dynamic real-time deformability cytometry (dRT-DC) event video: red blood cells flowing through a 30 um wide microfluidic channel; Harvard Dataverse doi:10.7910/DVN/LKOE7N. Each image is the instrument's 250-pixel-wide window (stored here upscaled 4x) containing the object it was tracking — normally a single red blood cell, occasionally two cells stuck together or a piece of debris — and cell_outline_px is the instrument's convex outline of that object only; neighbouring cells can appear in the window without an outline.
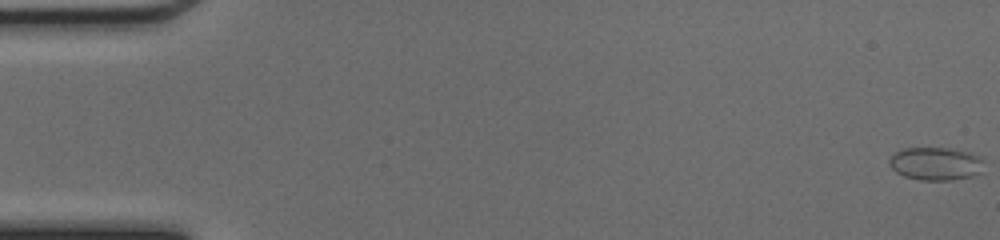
{"species": "common noctule bat (a hibernating species)", "species_latin": "Nyctalus noctula", "temperature_condition": "cold", "stored_images_in_passage": 49, "camera_frame_rate_fps": 3000, "um_per_image_px": 0.085, "animal": {"sex": "female", "body_mass_g": 17.0, "forearm_length_mm": 48.0}, "frame": {"image": 1, "passage_image": 1, "time_ms": 0.0, "image_size_px": [1000, 240], "cell_outline_px": [[984, 160], [980, 172], [972, 176], [952, 180], [920, 180], [904, 176], [896, 172], [888, 164], [888, 160], [896, 152], [904, 148], [948, 148], [972, 152], [980, 156]], "centroid_in_image_um": [79.54, 13.91], "position_along_channel_um": 5.5, "area_um2": 18.32}}
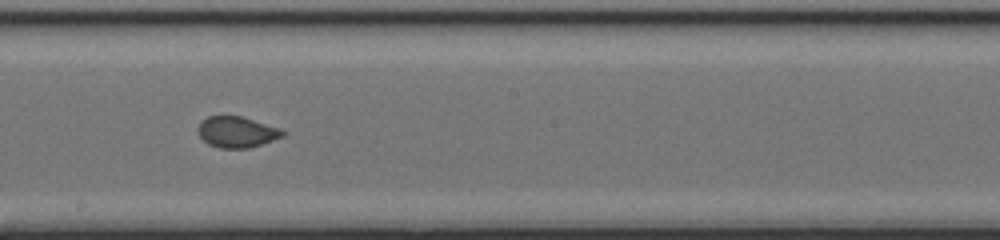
{"frame": {"image": 2, "passage_image": 28, "time_ms": 9.0, "image_size_px": [1000, 240], "cell_outline_px": [[284, 136], [248, 148], [220, 148], [208, 144], [196, 132], [196, 128], [200, 120], [208, 116], [240, 116], [280, 128], [284, 132]], "centroid_in_image_um": [20.06, 11.21], "position_along_channel_um": 228.1, "area_um2": 15.26}}
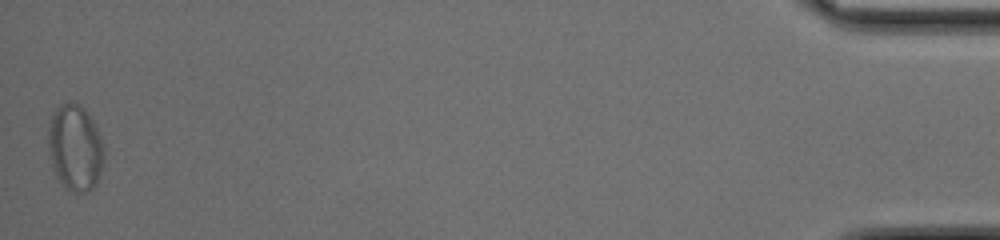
{"frame": {"image": 3, "passage_image": 49, "time_ms": 16.0, "image_size_px": [1000, 240], "cell_outline_px": [[104, 160], [96, 184], [88, 192], [72, 192], [56, 176], [48, 152], [48, 124], [52, 112], [60, 104], [76, 104], [84, 108], [92, 120], [100, 136], [104, 148]], "centroid_in_image_um": [6.37, 12.56], "position_along_channel_um": 428.8, "area_um2": 27.86}}